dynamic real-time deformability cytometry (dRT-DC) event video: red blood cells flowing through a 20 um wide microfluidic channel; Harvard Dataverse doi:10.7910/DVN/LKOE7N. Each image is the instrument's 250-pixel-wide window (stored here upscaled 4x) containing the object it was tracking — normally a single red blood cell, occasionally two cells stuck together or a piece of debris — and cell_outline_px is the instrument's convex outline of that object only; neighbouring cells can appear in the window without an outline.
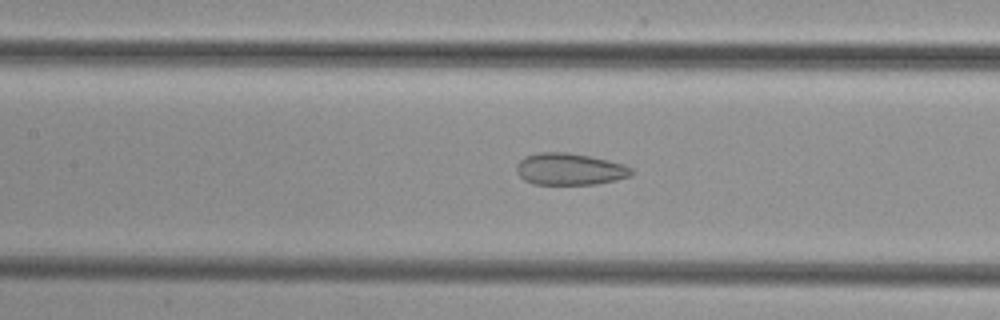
{"species": "common noctule bat (a hibernating species)", "species_latin": "Nyctalus noctula", "temperature_condition": "cold", "stored_images_in_passage": 42, "camera_frame_rate_fps": 3000, "um_per_image_px": 0.085, "animal": {"sex": "female", "body_mass_g": 29.2, "forearm_length_mm": 56.3}, "frame": {"image": 1, "passage_image": 15, "time_ms": 4.667, "image_size_px": [1000, 320], "cell_outline_px": [[632, 176], [616, 180], [596, 184], [532, 184], [524, 180], [516, 172], [516, 164], [524, 156], [536, 152], [568, 152], [592, 156], [624, 164], [632, 168]], "centroid_in_image_um": [48.41, 14.36], "position_along_channel_um": 159.0, "area_um2": 21.62}}
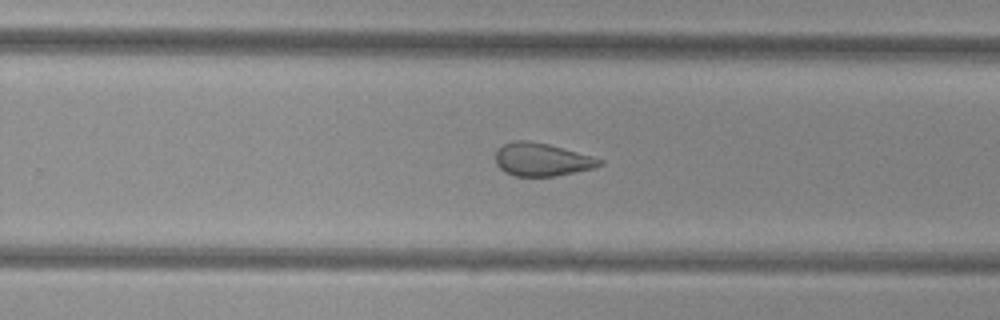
{"frame": {"image": 2, "passage_image": 24, "time_ms": 7.667, "image_size_px": [1000, 320], "cell_outline_px": [[604, 164], [592, 168], [556, 176], [516, 176], [504, 172], [496, 164], [496, 148], [512, 140], [528, 140], [548, 144], [592, 156], [604, 160]], "centroid_in_image_um": [46.03, 13.55], "position_along_channel_um": 283.8, "area_um2": 20.06}}
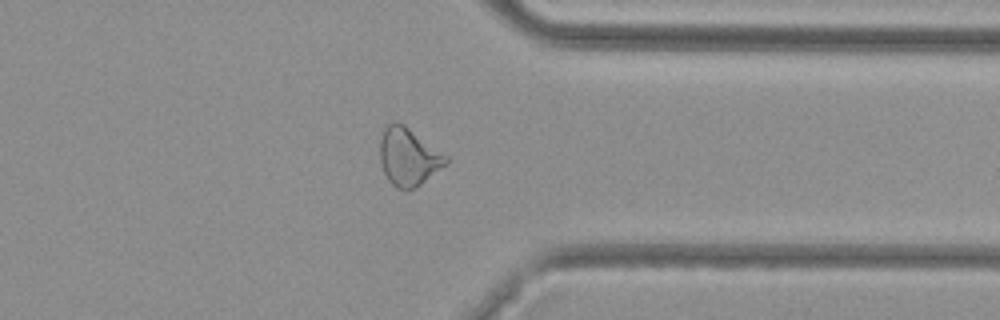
{"frame": {"image": 3, "passage_image": 31, "time_ms": 10.0, "image_size_px": [1000, 320], "cell_outline_px": [[448, 164], [416, 188], [408, 192], [396, 188], [388, 180], [380, 164], [380, 140], [384, 128], [392, 120], [396, 120], [404, 124], [448, 156]], "centroid_in_image_um": [34.72, 13.35], "position_along_channel_um": 376.7, "area_um2": 22.66}}